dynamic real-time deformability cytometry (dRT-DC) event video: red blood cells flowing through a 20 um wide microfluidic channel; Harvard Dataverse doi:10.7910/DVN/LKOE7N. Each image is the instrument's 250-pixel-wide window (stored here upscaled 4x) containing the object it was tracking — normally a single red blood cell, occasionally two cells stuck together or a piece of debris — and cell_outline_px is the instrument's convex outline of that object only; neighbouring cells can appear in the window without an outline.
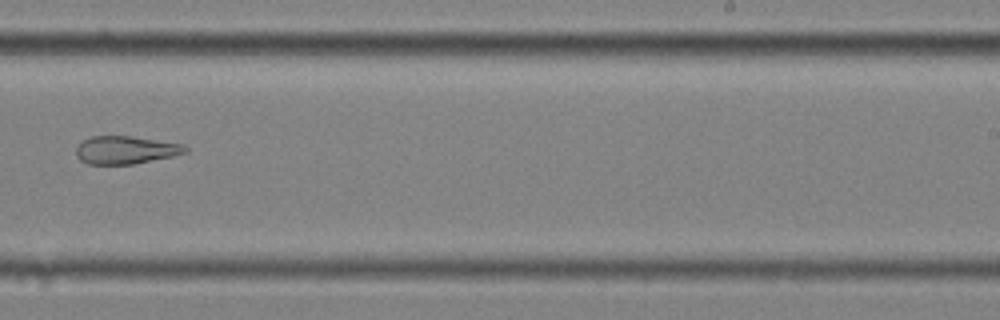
{"species": "common noctule bat (a hibernating species)", "species_latin": "Nyctalus noctula", "temperature_condition": "cold", "stored_images_in_passage": 10, "camera_frame_rate_fps": 3000, "um_per_image_px": 0.085, "animal": {"sex": "female", "body_mass_g": 25.1}, "frame": {"image": 1, "passage_image": 9, "time_ms": 2.667, "image_size_px": [1000, 320], "cell_outline_px": [[188, 152], [172, 156], [132, 164], [88, 164], [80, 160], [76, 156], [76, 148], [84, 140], [92, 136], [132, 136], [180, 144], [188, 148]], "centroid_in_image_um": [10.65, 12.75], "position_along_channel_um": 278.3, "area_um2": 17.51}}
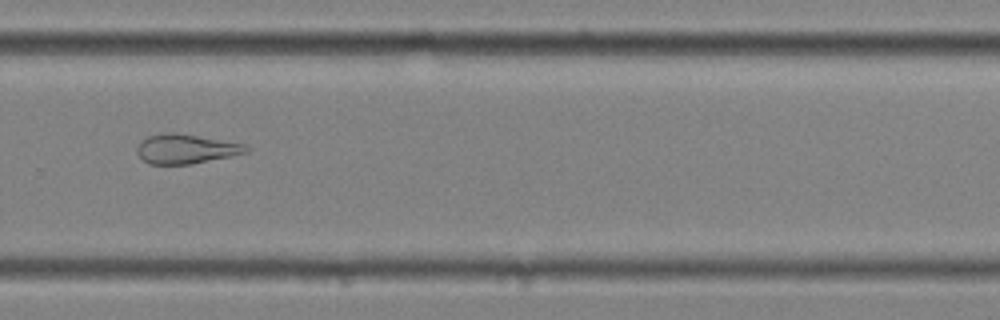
{"frame": {"image": 2, "passage_image": 10, "time_ms": 3.0, "image_size_px": [1000, 320], "cell_outline_px": [[248, 152], [192, 164], [148, 164], [136, 152], [136, 148], [140, 140], [148, 136], [160, 132], [172, 132], [244, 144], [248, 148]], "centroid_in_image_um": [15.72, 12.65], "position_along_channel_um": 314.1, "area_um2": 18.55}}